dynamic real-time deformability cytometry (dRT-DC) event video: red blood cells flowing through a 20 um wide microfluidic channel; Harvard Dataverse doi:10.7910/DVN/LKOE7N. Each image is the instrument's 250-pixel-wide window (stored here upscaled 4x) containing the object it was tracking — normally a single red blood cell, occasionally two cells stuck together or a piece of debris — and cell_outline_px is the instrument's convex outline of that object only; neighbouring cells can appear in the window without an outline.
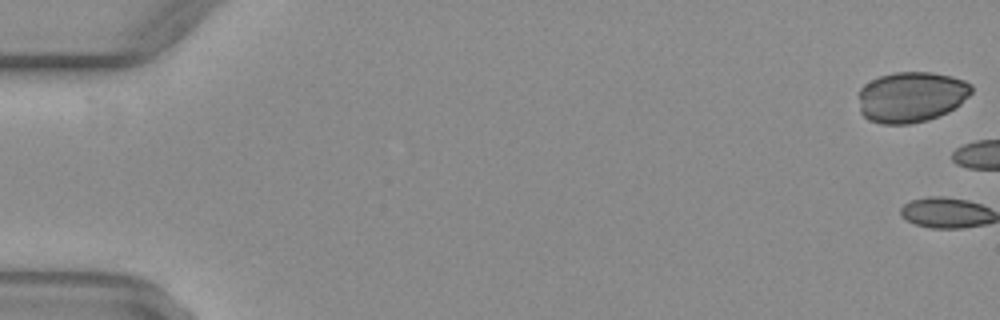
{"species": "common noctule bat (a hibernating species)", "species_latin": "Nyctalus noctula", "temperature_condition": "warm", "stored_images_in_passage": 2, "camera_frame_rate_fps": 3000, "um_per_image_px": 0.085, "animal": {"sex": "female", "body_mass_g": 29.2, "forearm_length_mm": 56.3}, "frame": {"image": 1, "passage_image": 1, "time_ms": 0.0, "image_size_px": [1000, 320], "cell_outline_px": [[972, 92], [960, 104], [948, 112], [928, 120], [908, 124], [880, 124], [868, 120], [860, 112], [860, 88], [864, 84], [880, 76], [896, 72], [932, 72], [952, 76], [964, 80], [972, 84]], "centroid_in_image_um": [77.47, 8.24], "position_along_channel_um": 7.5, "area_um2": 33.41}}